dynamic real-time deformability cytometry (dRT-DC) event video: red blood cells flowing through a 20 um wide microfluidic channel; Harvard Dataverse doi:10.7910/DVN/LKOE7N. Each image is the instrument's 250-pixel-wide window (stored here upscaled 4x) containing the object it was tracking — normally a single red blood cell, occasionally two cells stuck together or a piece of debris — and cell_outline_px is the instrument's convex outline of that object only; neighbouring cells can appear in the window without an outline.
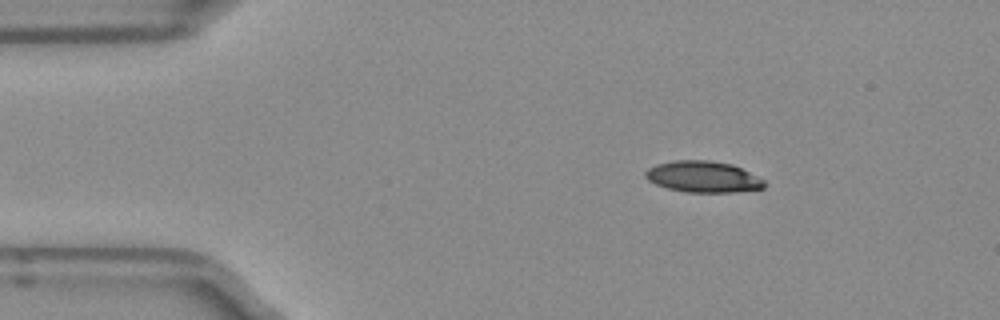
{"species": "Egyptian fruit bat (a non-hibernating species)", "species_latin": "Rousettus aegyptiacus", "temperature_condition": "room temperature", "stored_images_in_passage": 44, "camera_frame_rate_fps": 3000, "um_per_image_px": 0.085, "frame": {"image": 1, "passage_image": 1, "time_ms": 0.0, "image_size_px": [1000, 320], "cell_outline_px": [[768, 184], [764, 188], [736, 192], [684, 192], [668, 188], [656, 184], [648, 180], [644, 176], [644, 172], [648, 168], [656, 164], [676, 160], [708, 160], [732, 164], [764, 180]], "centroid_in_image_um": [59.75, 15.03], "position_along_channel_um": 25.2, "area_um2": 21.68}}
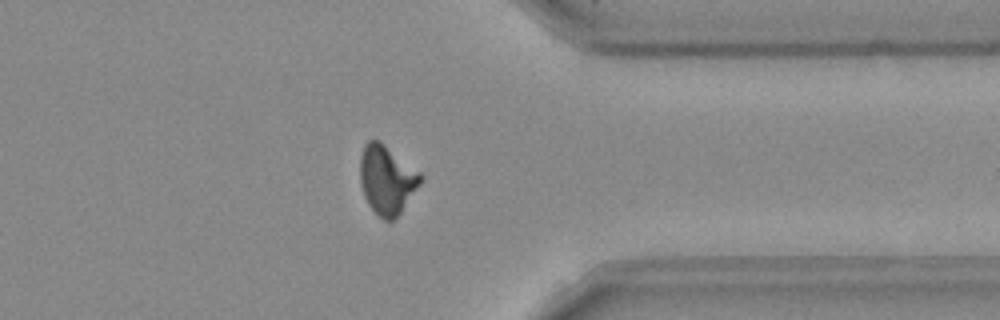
{"frame": {"image": 2, "passage_image": 33, "time_ms": 10.667, "image_size_px": [1000, 320], "cell_outline_px": [[424, 176], [420, 184], [400, 212], [392, 220], [384, 220], [368, 204], [364, 196], [360, 180], [360, 156], [364, 144], [368, 140], [380, 140], [420, 172]], "centroid_in_image_um": [32.87, 15.23], "position_along_channel_um": 378.5, "area_um2": 24.04}}
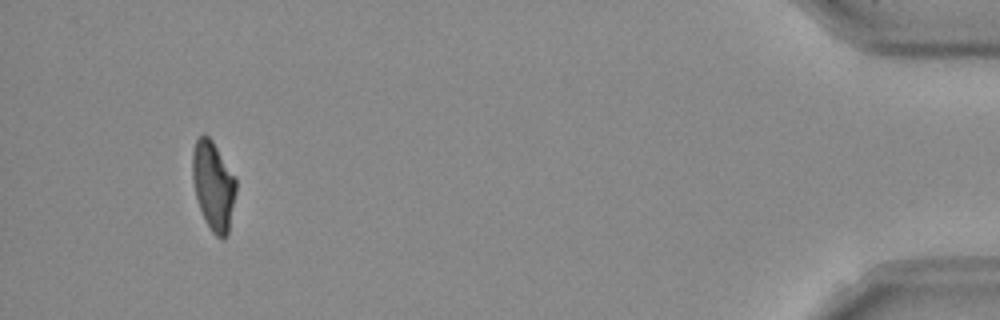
{"frame": {"image": 3, "passage_image": 41, "time_ms": 13.333, "image_size_px": [1000, 320], "cell_outline_px": [[236, 192], [228, 236], [216, 236], [212, 232], [200, 208], [196, 196], [192, 176], [192, 152], [196, 140], [204, 132], [212, 140], [236, 180]], "centroid_in_image_um": [18.13, 15.76], "position_along_channel_um": 417.1, "area_um2": 22.2}, "authors_computed_cell_mechanics": {"area_um2": 22.8888, "velocity_mm_per_s": 3.9607, "shape_relaxation_time_tau1_ms": 7.34, "shape_relaxation_time_tau2_ms": 1.8795, "deformation_change_tau1": 0.2164, "deformation_change_tau2": 0.0871}}